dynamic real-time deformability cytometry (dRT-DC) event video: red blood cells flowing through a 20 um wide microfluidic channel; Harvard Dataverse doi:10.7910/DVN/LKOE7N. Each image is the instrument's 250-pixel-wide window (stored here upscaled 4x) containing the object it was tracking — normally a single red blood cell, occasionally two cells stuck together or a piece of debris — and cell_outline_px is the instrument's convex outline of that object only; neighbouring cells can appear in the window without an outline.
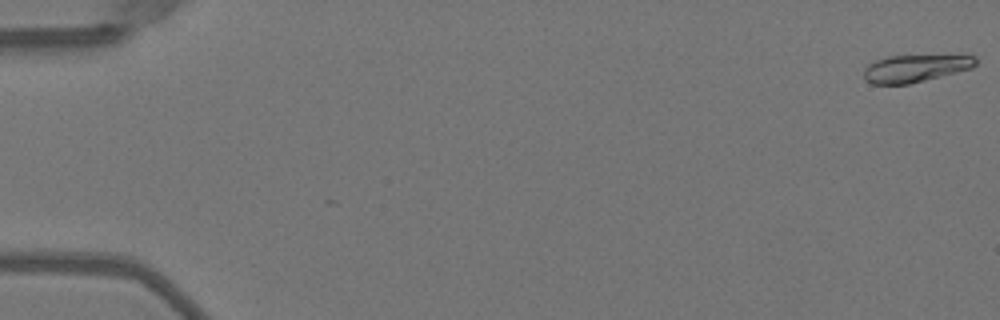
{"species": "Egyptian fruit bat (a non-hibernating species)", "species_latin": "Rousettus aegyptiacus", "temperature_condition": "warm", "stored_images_in_passage": 51, "camera_frame_rate_fps": 3000, "um_per_image_px": 0.085, "animal": {"sex": "female"}, "frame": {"image": 1, "passage_image": 1, "time_ms": 0.0, "image_size_px": [1000, 320], "cell_outline_px": [[976, 64], [972, 68], [908, 84], [872, 84], [864, 80], [864, 68], [868, 64], [876, 60], [888, 56], [976, 56]], "centroid_in_image_um": [77.73, 5.82], "position_along_channel_um": 7.3, "area_um2": 17.51}}
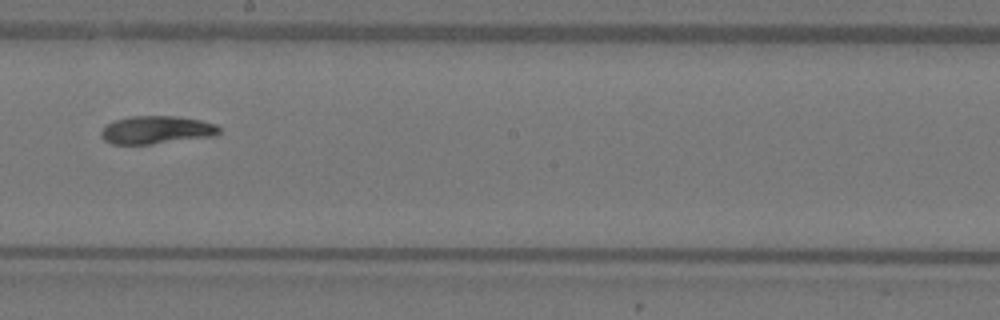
{"frame": {"image": 2, "passage_image": 30, "time_ms": 9.667, "image_size_px": [1000, 320], "cell_outline_px": [[220, 132], [216, 136], [152, 144], [112, 144], [104, 140], [100, 136], [100, 132], [108, 124], [116, 120], [132, 116], [176, 116], [200, 120], [216, 124], [220, 128]], "centroid_in_image_um": [13.33, 11.05], "position_along_channel_um": 234.9, "area_um2": 19.25}}
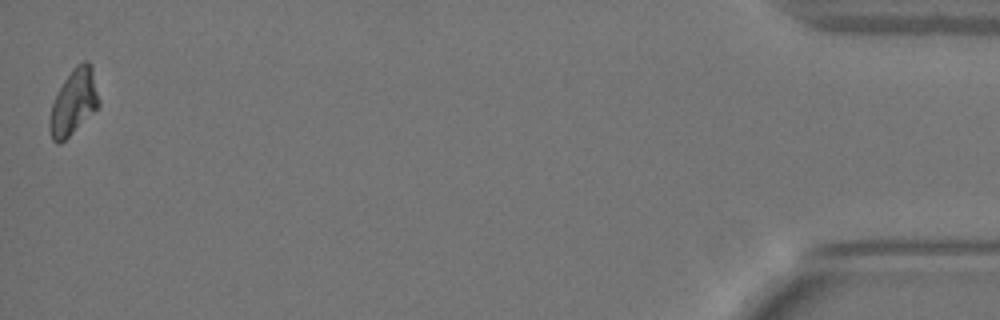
{"frame": {"image": 3, "passage_image": 51, "time_ms": 16.667, "image_size_px": [1000, 320], "cell_outline_px": [[100, 104], [60, 144], [56, 144], [52, 140], [48, 128], [48, 120], [52, 104], [64, 80], [72, 68], [76, 64], [84, 60], [88, 60], [92, 64], [100, 100]], "centroid_in_image_um": [6.25, 8.64], "position_along_channel_um": 428.9, "area_um2": 18.73}, "authors_computed_cell_mechanics": {"area_um2": 18.8428, "velocity_mm_per_s": 4.0485, "shape_relaxation_time_tau1_ms": 5.1618, "shape_relaxation_time_tau2_ms": null, "deformation_change_tau1": 0.1902, "deformation_change_tau2": null}}